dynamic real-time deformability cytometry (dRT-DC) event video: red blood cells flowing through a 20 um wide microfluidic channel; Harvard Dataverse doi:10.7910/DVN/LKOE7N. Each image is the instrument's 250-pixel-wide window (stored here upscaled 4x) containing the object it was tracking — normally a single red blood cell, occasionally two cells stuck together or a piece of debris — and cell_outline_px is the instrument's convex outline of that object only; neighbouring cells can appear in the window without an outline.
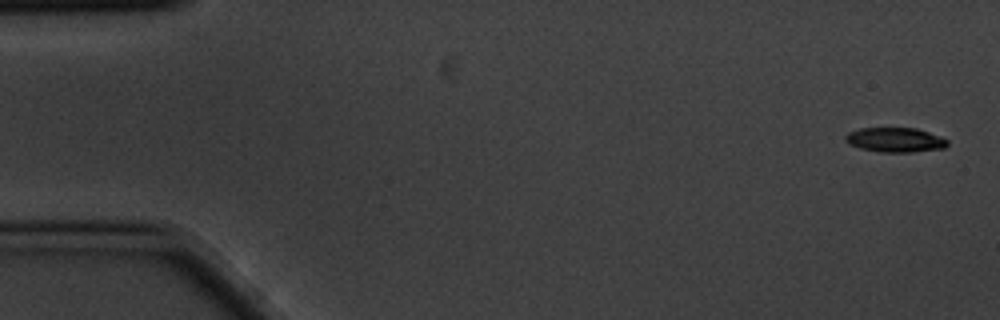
{"species": "common noctule bat (a hibernating species)", "species_latin": "Nyctalus noctula", "temperature_condition": "cold", "stored_images_in_passage": 4, "camera_frame_rate_fps": 3000, "um_per_image_px": 0.085, "animal": {"sex": "male", "body_mass_g": 20.1, "forearm_length_mm": 53.5}, "frame": {"image": 1, "passage_image": 1, "time_ms": 0.0, "image_size_px": [1000, 320], "cell_outline_px": [[948, 144], [944, 148], [912, 152], [880, 152], [860, 148], [848, 144], [844, 140], [844, 136], [848, 132], [860, 128], [916, 128], [940, 136], [948, 140]], "centroid_in_image_um": [76.06, 11.89], "position_along_channel_um": 8.9, "area_um2": 14.68}}